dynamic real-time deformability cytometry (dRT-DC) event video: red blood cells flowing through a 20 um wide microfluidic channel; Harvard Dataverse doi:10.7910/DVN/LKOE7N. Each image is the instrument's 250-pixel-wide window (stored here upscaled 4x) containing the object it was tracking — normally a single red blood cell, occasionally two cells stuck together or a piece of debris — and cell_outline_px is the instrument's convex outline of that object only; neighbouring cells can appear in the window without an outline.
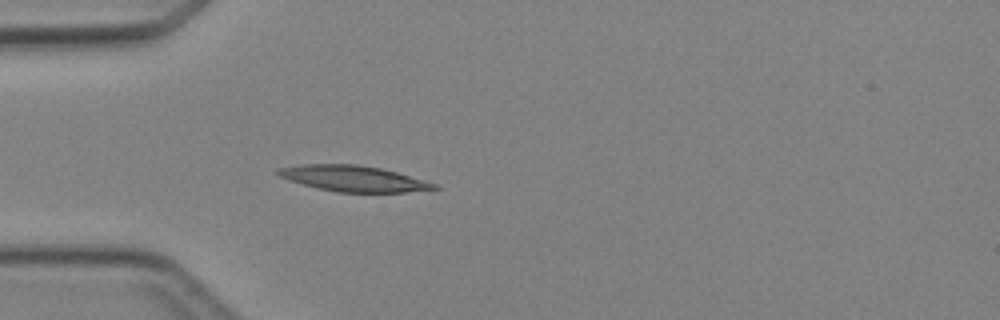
{"species": "Egyptian fruit bat (a non-hibernating species)", "species_latin": "Rousettus aegyptiacus", "temperature_condition": "cold", "stored_images_in_passage": 3, "camera_frame_rate_fps": 3000, "um_per_image_px": 0.085, "animal": {"sex": "female"}, "frame": {"image": 1, "passage_image": 3, "time_ms": 2.333, "image_size_px": [1000, 320], "cell_outline_px": [[440, 188], [404, 192], [336, 192], [288, 180], [280, 176], [276, 172], [276, 168], [300, 164], [356, 164], [380, 168], [396, 172], [436, 184]], "centroid_in_image_um": [29.99, 15.16], "position_along_channel_um": 55.0, "area_um2": 23.18}}